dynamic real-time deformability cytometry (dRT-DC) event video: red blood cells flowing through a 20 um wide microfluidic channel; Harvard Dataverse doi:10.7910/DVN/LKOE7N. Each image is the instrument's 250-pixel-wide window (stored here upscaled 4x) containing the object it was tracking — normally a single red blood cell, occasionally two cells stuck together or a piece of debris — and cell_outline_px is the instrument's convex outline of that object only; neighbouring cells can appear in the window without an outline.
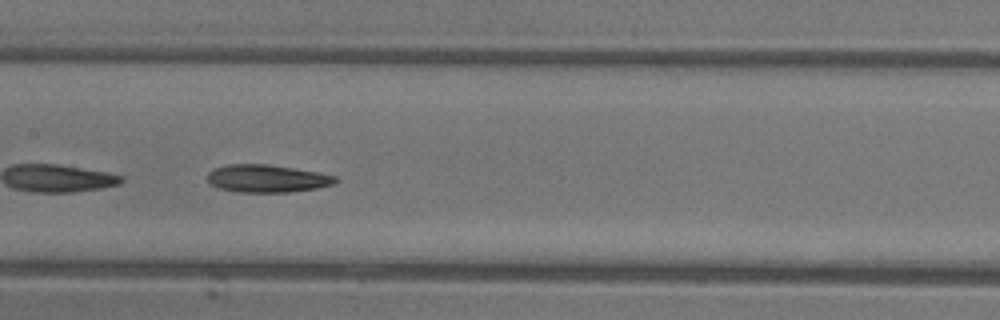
{"species": "common noctule bat (a hibernating species)", "species_latin": "Nyctalus noctula", "temperature_condition": "warm", "stored_images_in_passage": 27, "camera_frame_rate_fps": 3000, "um_per_image_px": 0.085, "animal": {"sex": "female"}, "frame": {"image": 1, "passage_image": 12, "time_ms": 3.667, "image_size_px": [1000, 320], "cell_outline_px": [[340, 180], [332, 184], [316, 188], [288, 192], [236, 192], [220, 188], [212, 184], [208, 180], [208, 172], [212, 168], [228, 164], [268, 164], [316, 172], [336, 176]], "centroid_in_image_um": [22.68, 15.17], "position_along_channel_um": 184.7, "area_um2": 20.52}, "authors_computed_cell_mechanics": {"area_um2": 20.519, "velocity_mm_per_s": 4.3654, "shape_relaxation_time_tau1_ms": 5.2887, "shape_relaxation_time_tau2_ms": 7.5445, "deformation_change_tau1": 0.1581, "deformation_change_tau2": 0.1848}}